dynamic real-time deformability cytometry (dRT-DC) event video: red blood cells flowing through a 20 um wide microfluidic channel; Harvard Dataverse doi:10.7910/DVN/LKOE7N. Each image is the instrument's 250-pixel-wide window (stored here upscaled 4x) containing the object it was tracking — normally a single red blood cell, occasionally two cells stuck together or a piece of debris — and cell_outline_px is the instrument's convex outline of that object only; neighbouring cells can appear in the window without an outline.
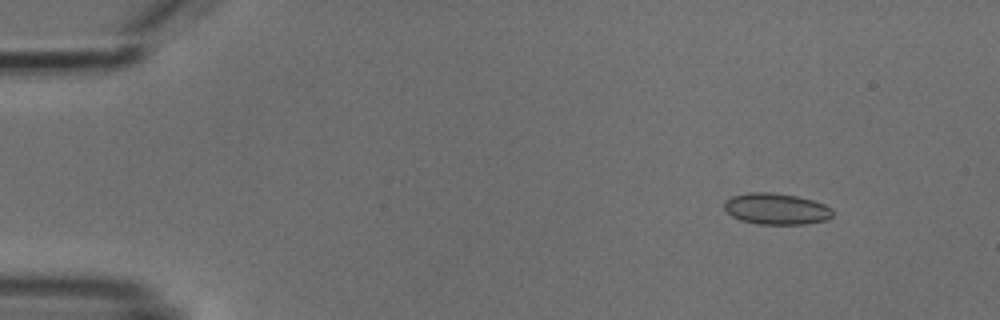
{"species": "common noctule bat (a hibernating species)", "species_latin": "Nyctalus noctula", "temperature_condition": "cold", "stored_images_in_passage": 3, "camera_frame_rate_fps": 3000, "um_per_image_px": 0.085, "animal": {"sex": "male", "body_mass_g": 18.8}, "frame": {"image": 1, "passage_image": 1, "time_ms": 0.0, "image_size_px": [1000, 320], "cell_outline_px": [[832, 216], [828, 220], [804, 224], [756, 224], [740, 220], [732, 216], [724, 208], [724, 200], [732, 196], [748, 192], [772, 192], [796, 196], [812, 200], [824, 204], [832, 208]], "centroid_in_image_um": [65.97, 17.75], "position_along_channel_um": 19.0, "area_um2": 19.88}}